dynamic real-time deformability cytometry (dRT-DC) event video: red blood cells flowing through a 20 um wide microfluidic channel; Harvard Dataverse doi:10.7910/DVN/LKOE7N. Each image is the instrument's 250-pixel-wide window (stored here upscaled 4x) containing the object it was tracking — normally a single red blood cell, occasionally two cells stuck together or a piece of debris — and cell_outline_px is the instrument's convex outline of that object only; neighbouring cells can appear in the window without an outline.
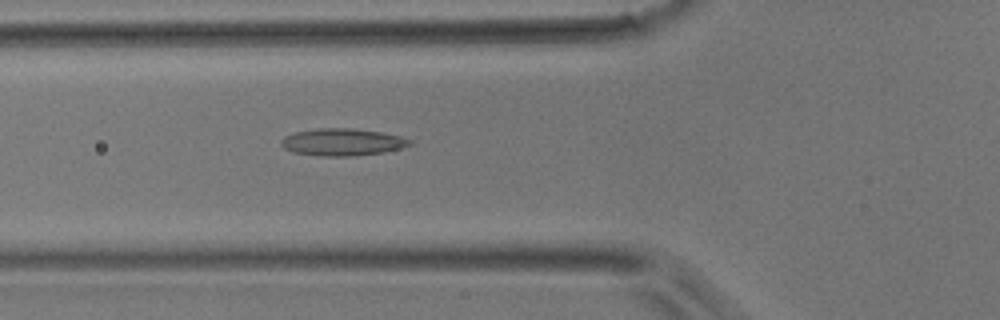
{"species": "common noctule bat (a hibernating species)", "species_latin": "Nyctalus noctula", "temperature_condition": "room temperature", "stored_images_in_passage": 46, "camera_frame_rate_fps": 3000, "um_per_image_px": 0.085, "animal": {"sex": "male", "body_mass_g": 17.9}, "frame": {"image": 1, "passage_image": 15, "time_ms": 4.667, "image_size_px": [1000, 320], "cell_outline_px": [[412, 144], [400, 148], [380, 152], [352, 156], [320, 156], [292, 152], [284, 148], [280, 144], [280, 140], [284, 136], [296, 132], [320, 128], [352, 128], [380, 132], [400, 136], [412, 140]], "centroid_in_image_um": [29.06, 12.07], "position_along_channel_um": 96.7, "area_um2": 20.23}}
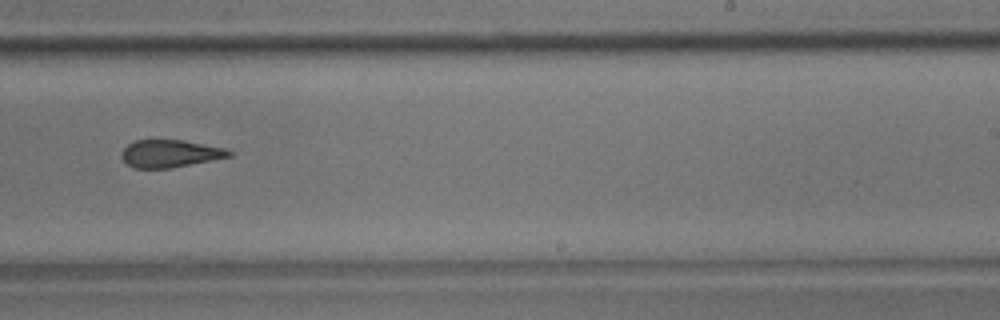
{"frame": {"image": 2, "passage_image": 28, "time_ms": 9.0, "image_size_px": [1000, 320], "cell_outline_px": [[232, 156], [168, 168], [136, 168], [128, 164], [124, 160], [124, 148], [128, 144], [136, 140], [184, 140], [224, 148], [232, 152]], "centroid_in_image_um": [14.48, 13.04], "position_along_channel_um": 274.5, "area_um2": 16.76}}
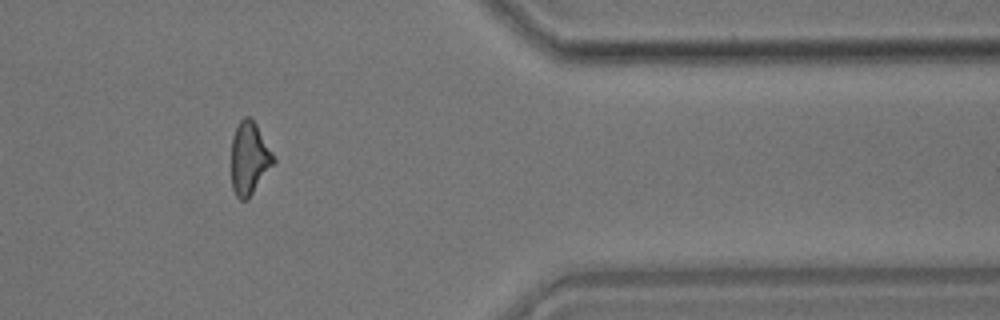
{"frame": {"image": 3, "passage_image": 38, "time_ms": 12.333, "image_size_px": [1000, 320], "cell_outline_px": [[276, 160], [248, 200], [240, 200], [236, 196], [232, 188], [232, 136], [240, 120], [244, 116], [248, 116], [256, 124], [272, 152]], "centroid_in_image_um": [21.18, 13.47], "position_along_channel_um": 390.2, "area_um2": 17.69}}